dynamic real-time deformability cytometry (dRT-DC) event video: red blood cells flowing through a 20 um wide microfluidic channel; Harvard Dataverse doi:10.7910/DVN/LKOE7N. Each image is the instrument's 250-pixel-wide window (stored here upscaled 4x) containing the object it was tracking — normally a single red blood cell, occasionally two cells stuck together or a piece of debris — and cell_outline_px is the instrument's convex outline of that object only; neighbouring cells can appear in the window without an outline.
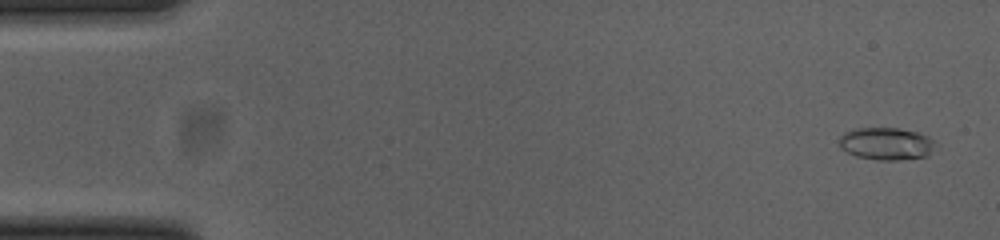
{"species": "common noctule bat (a hibernating species)", "species_latin": "Nyctalus noctula", "temperature_condition": "cold", "stored_images_in_passage": 53, "camera_frame_rate_fps": 3000, "um_per_image_px": 0.085, "animal": {"sex": "female", "body_mass_g": 23.0, "forearm_length_mm": 53.4}, "frame": {"image": 1, "passage_image": 3, "time_ms": 0.667, "image_size_px": [1000, 240], "cell_outline_px": [[932, 148], [928, 156], [900, 160], [876, 160], [856, 156], [840, 148], [840, 136], [844, 132], [852, 128], [900, 128], [920, 132], [928, 136], [932, 140]], "centroid_in_image_um": [75.3, 12.2], "position_along_channel_um": 9.7, "area_um2": 18.21}}
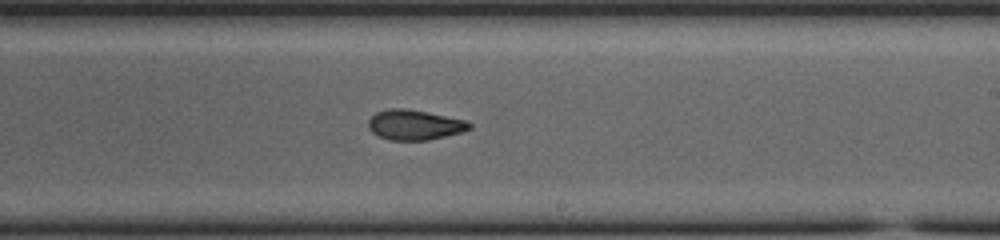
{"frame": {"image": 2, "passage_image": 32, "time_ms": 10.333, "image_size_px": [1000, 240], "cell_outline_px": [[472, 128], [460, 132], [428, 140], [388, 140], [372, 132], [368, 128], [368, 120], [376, 112], [388, 108], [404, 108], [464, 120], [472, 124]], "centroid_in_image_um": [35.19, 10.61], "position_along_channel_um": 253.8, "area_um2": 17.46}}
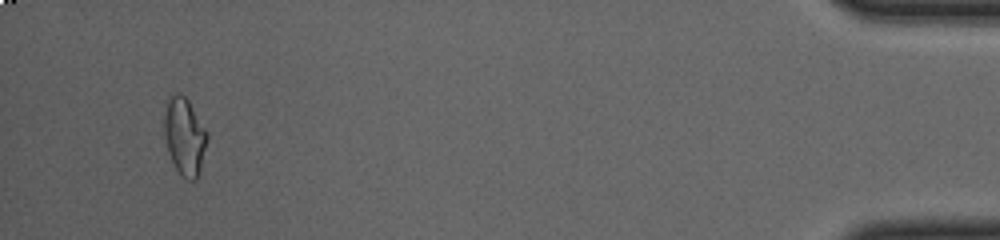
{"frame": {"image": 3, "passage_image": 51, "time_ms": 16.667, "image_size_px": [1000, 240], "cell_outline_px": [[208, 140], [200, 176], [196, 180], [188, 180], [180, 176], [168, 152], [164, 136], [164, 116], [168, 100], [172, 96], [180, 92], [188, 100], [208, 132]], "centroid_in_image_um": [15.72, 11.65], "position_along_channel_um": 419.5, "area_um2": 19.65}, "authors_computed_cell_mechanics": {"area_um2": 18.1492, "velocity_mm_per_s": 3.8529, "shape_relaxation_time_tau1_ms": null, "shape_relaxation_time_tau2_ms": 3.2875, "deformation_change_tau1": null, "deformation_change_tau2": 0.0962}}